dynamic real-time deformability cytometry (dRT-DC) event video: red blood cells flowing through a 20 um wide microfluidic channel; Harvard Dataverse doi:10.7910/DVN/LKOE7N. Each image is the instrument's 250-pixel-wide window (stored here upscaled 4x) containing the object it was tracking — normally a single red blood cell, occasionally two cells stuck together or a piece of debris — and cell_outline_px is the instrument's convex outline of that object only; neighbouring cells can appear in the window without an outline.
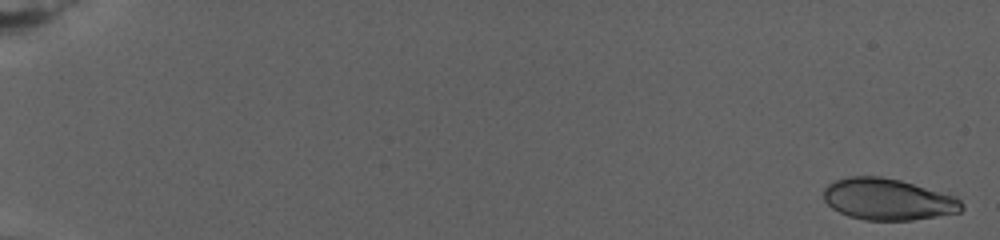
{"species": "human", "species_latin": "Homo sapiens", "temperature_condition": "warm", "stored_images_in_passage": 20, "camera_frame_rate_fps": 3000, "um_per_image_px": 0.085, "donor": {"sex": "female"}, "frame": {"image": 1, "passage_image": 1, "time_ms": 0.0, "image_size_px": [1000, 240], "cell_outline_px": [[964, 208], [960, 212], [912, 220], [864, 220], [848, 216], [832, 208], [824, 200], [824, 188], [828, 184], [836, 180], [852, 176], [880, 176], [900, 180], [952, 196], [960, 200], [964, 204]], "centroid_in_image_um": [75.44, 16.95], "position_along_channel_um": 9.6, "area_um2": 33.06}}
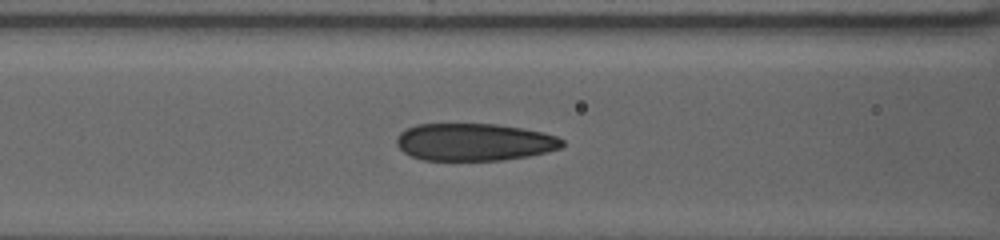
{"frame": {"image": 2, "passage_image": 15, "time_ms": 11.667, "image_size_px": [1000, 240], "cell_outline_px": [[564, 144], [560, 148], [528, 156], [500, 160], [424, 160], [412, 156], [404, 152], [396, 144], [396, 140], [400, 132], [416, 124], [496, 124], [520, 128], [540, 132], [556, 136], [564, 140]], "centroid_in_image_um": [40.29, 12.07], "position_along_channel_um": 126.3, "area_um2": 35.84}}
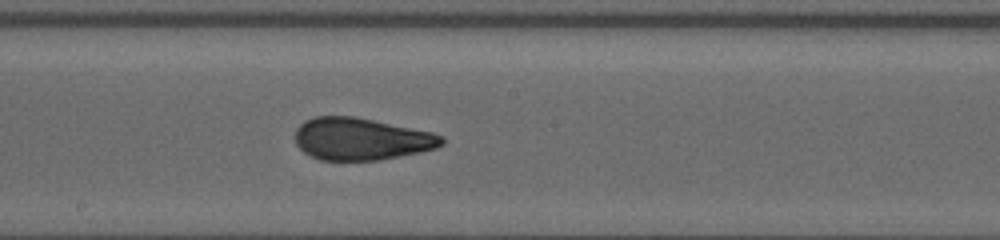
{"frame": {"image": 3, "passage_image": 20, "time_ms": 15.0, "image_size_px": [1000, 240], "cell_outline_px": [[444, 144], [436, 148], [420, 152], [376, 160], [320, 160], [304, 152], [296, 144], [296, 128], [304, 120], [316, 116], [352, 116], [432, 132], [444, 136]], "centroid_in_image_um": [30.69, 11.81], "position_along_channel_um": 217.5, "area_um2": 35.84}}